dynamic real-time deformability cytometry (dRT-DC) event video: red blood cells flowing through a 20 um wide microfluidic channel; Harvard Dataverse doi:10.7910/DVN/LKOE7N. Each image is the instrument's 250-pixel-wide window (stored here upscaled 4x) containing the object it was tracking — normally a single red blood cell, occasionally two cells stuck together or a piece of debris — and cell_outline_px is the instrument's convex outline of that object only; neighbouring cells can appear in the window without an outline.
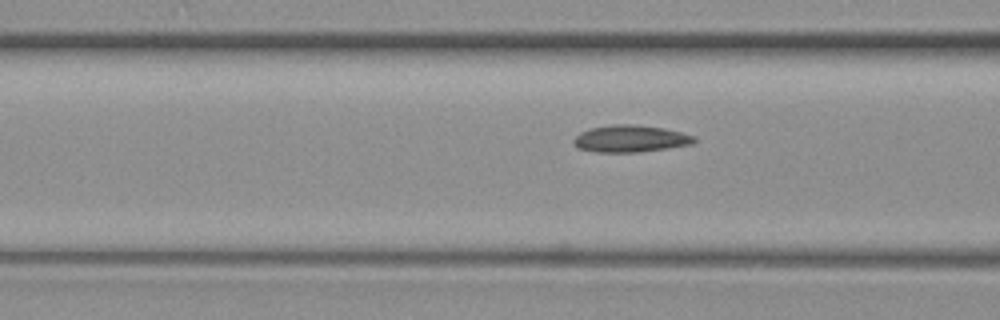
{"species": "common noctule bat (a hibernating species)", "species_latin": "Nyctalus noctula", "temperature_condition": "warm", "stored_images_in_passage": 13, "camera_frame_rate_fps": 3000, "um_per_image_px": 0.085, "animal": {"sex": "female", "body_mass_g": 19.3, "forearm_length_mm": 54.1}, "frame": {"image": 1, "passage_image": 11, "time_ms": 3.333, "image_size_px": [1000, 320], "cell_outline_px": [[696, 140], [692, 144], [636, 152], [596, 152], [576, 148], [572, 144], [572, 140], [580, 132], [588, 128], [612, 124], [632, 124], [664, 128], [696, 136]], "centroid_in_image_um": [53.52, 11.78], "position_along_channel_um": 113.1, "area_um2": 19.02}}